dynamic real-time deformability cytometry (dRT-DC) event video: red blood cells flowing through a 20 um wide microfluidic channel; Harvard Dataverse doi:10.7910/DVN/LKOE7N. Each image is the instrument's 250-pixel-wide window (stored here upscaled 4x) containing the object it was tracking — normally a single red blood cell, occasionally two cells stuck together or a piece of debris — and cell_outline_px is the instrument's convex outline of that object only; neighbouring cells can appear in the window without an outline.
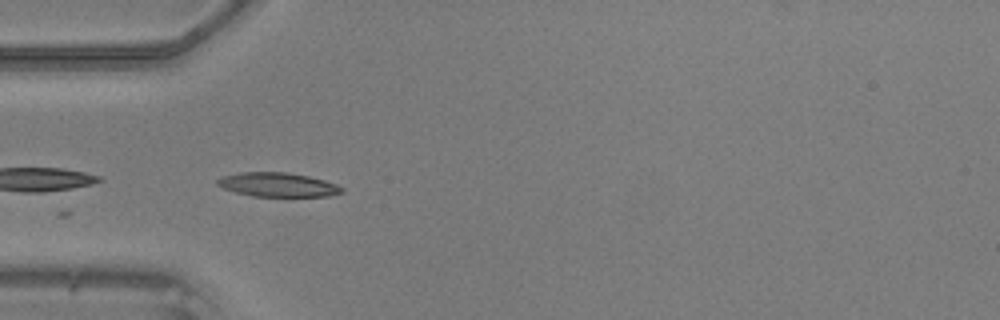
{"species": "common noctule bat (a hibernating species)", "species_latin": "Nyctalus noctula", "temperature_condition": "warm", "stored_images_in_passage": 35, "camera_frame_rate_fps": 3000, "um_per_image_px": 0.085, "animal": {"sex": "male", "body_mass_g": 20.5, "forearm_length_mm": 52.5}, "frame": {"image": 1, "passage_image": 1, "time_ms": 0.0, "image_size_px": [1000, 320], "cell_outline_px": [[344, 192], [328, 196], [252, 196], [236, 192], [224, 188], [216, 184], [216, 180], [224, 176], [240, 172], [284, 172], [308, 176], [324, 180], [336, 184], [344, 188]], "centroid_in_image_um": [23.63, 15.7], "position_along_channel_um": 61.4, "area_um2": 17.34}}
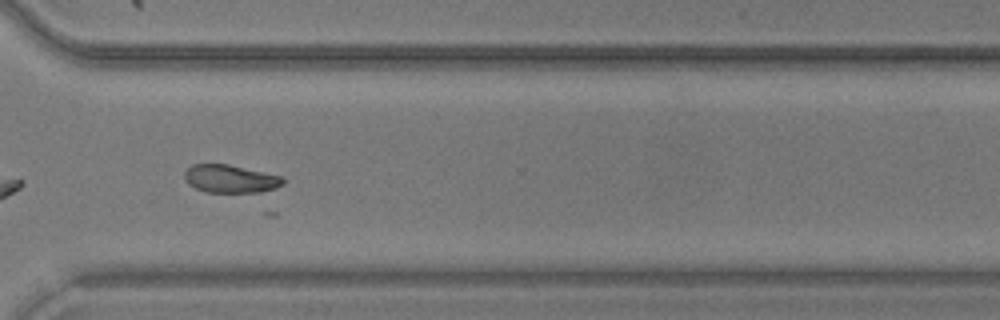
{"frame": {"image": 2, "passage_image": 22, "time_ms": 7.0, "image_size_px": [1000, 320], "cell_outline_px": [[284, 184], [276, 188], [260, 192], [204, 192], [188, 184], [184, 180], [184, 172], [192, 164], [228, 164], [280, 176], [284, 180]], "centroid_in_image_um": [19.54, 15.2], "position_along_channel_um": 351.1, "area_um2": 16.01}}
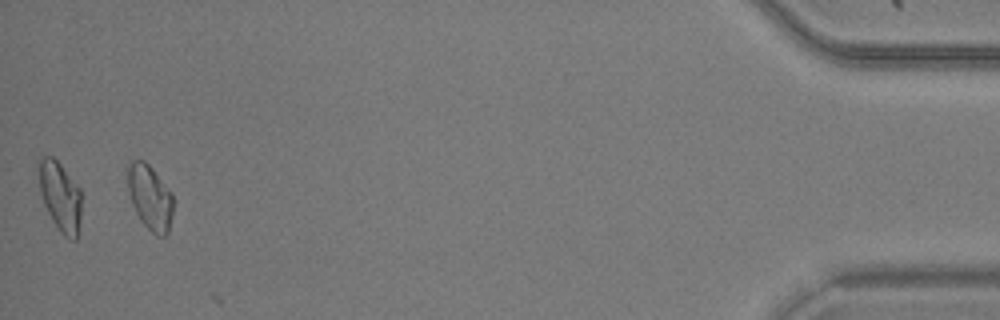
{"frame": {"image": 3, "passage_image": 33, "time_ms": 10.667, "image_size_px": [1000, 320], "cell_outline_px": [[172, 216], [168, 232], [164, 236], [156, 236], [140, 220], [132, 204], [128, 188], [124, 168], [132, 160], [144, 160], [152, 168], [172, 192]], "centroid_in_image_um": [12.71, 16.73], "position_along_channel_um": 422.5, "area_um2": 17.46}}